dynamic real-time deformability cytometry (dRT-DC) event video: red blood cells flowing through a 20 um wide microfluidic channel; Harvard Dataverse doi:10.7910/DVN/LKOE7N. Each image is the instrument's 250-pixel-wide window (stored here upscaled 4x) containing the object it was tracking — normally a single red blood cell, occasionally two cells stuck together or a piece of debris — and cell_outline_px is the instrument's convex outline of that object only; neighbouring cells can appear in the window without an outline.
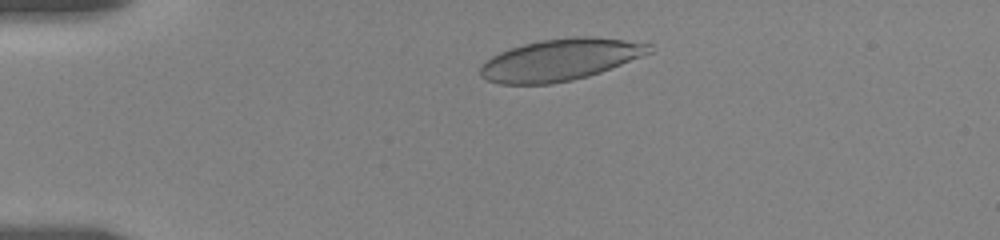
{"species": "human", "species_latin": "Homo sapiens", "temperature_condition": "room temperature", "stored_images_in_passage": 7, "camera_frame_rate_fps": 3000, "um_per_image_px": 0.085, "donor": {"sex": "female"}, "frame": {"image": 1, "passage_image": 3, "time_ms": 2.0, "image_size_px": [1000, 240], "cell_outline_px": [[652, 52], [600, 72], [588, 76], [572, 80], [552, 84], [500, 84], [488, 80], [480, 76], [480, 64], [492, 56], [500, 52], [524, 44], [540, 40], [572, 36], [588, 36], [624, 40], [652, 44]], "centroid_in_image_um": [47.59, 5.08], "position_along_channel_um": 37.4, "area_um2": 40.92}}
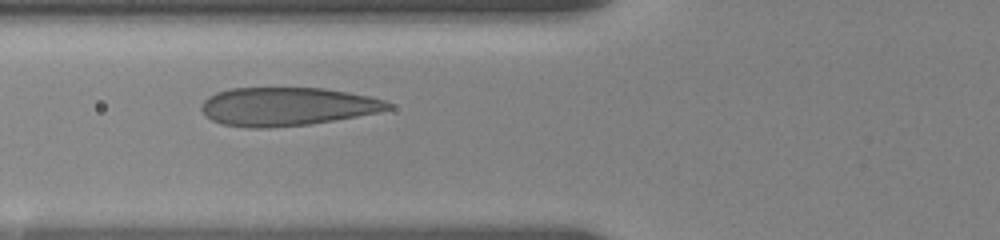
{"frame": {"image": 2, "passage_image": 6, "time_ms": 5.0, "image_size_px": [1000, 240], "cell_outline_px": [[392, 108], [376, 112], [356, 116], [308, 124], [268, 128], [244, 128], [220, 124], [212, 120], [200, 108], [200, 104], [208, 96], [216, 92], [232, 88], [324, 88], [348, 92], [368, 96], [384, 100], [392, 104]], "centroid_in_image_um": [24.34, 9.05], "position_along_channel_um": 101.5, "area_um2": 41.67}}
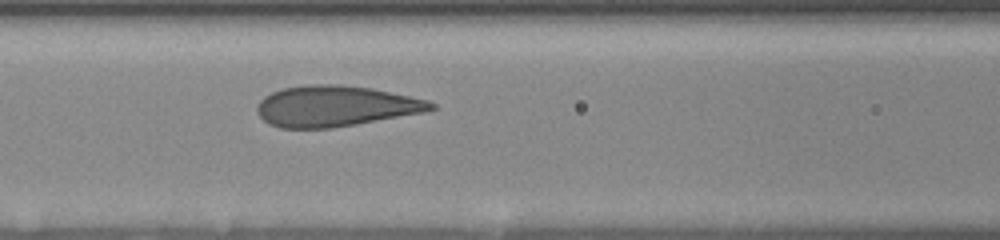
{"frame": {"image": 3, "passage_image": 7, "time_ms": 6.0, "image_size_px": [1000, 240], "cell_outline_px": [[436, 108], [424, 112], [356, 124], [332, 128], [280, 128], [268, 124], [256, 112], [256, 108], [260, 100], [264, 96], [272, 92], [284, 88], [312, 84], [336, 84], [372, 88], [428, 100], [436, 104]], "centroid_in_image_um": [28.49, 9.02], "position_along_channel_um": 138.1, "area_um2": 41.27}}